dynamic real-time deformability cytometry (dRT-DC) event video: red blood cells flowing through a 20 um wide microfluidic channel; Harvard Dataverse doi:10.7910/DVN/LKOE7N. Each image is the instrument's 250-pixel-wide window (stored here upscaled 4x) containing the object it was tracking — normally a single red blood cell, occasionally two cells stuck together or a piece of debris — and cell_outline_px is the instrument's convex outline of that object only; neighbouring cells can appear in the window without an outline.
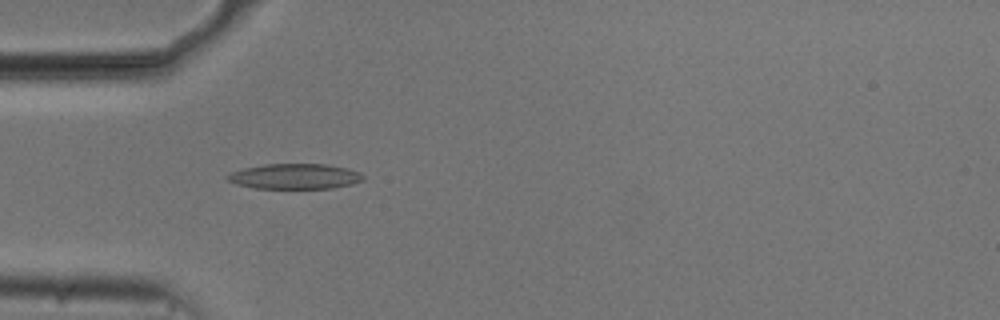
{"species": "common noctule bat (a hibernating species)", "species_latin": "Nyctalus noctula", "temperature_condition": "cold", "stored_images_in_passage": 39, "camera_frame_rate_fps": 3000, "um_per_image_px": 0.085, "animal": {"sex": "male", "body_mass_g": 20.5, "forearm_length_mm": 52.5}, "frame": {"image": 1, "passage_image": 2, "time_ms": 0.333, "image_size_px": [1000, 320], "cell_outline_px": [[364, 180], [352, 184], [332, 188], [252, 188], [236, 184], [228, 180], [224, 176], [232, 172], [244, 168], [264, 164], [328, 164], [348, 168], [360, 172], [364, 176]], "centroid_in_image_um": [25.08, 14.99], "position_along_channel_um": 59.9, "area_um2": 20.11}}
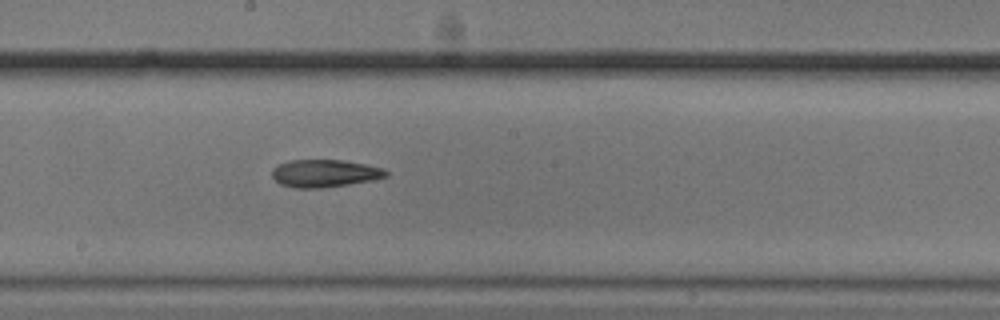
{"frame": {"image": 2, "passage_image": 15, "time_ms": 4.667, "image_size_px": [1000, 320], "cell_outline_px": [[388, 176], [372, 180], [324, 188], [292, 188], [280, 184], [272, 176], [272, 168], [288, 160], [344, 160], [384, 168], [388, 172]], "centroid_in_image_um": [27.59, 14.74], "position_along_channel_um": 220.6, "area_um2": 18.38}}
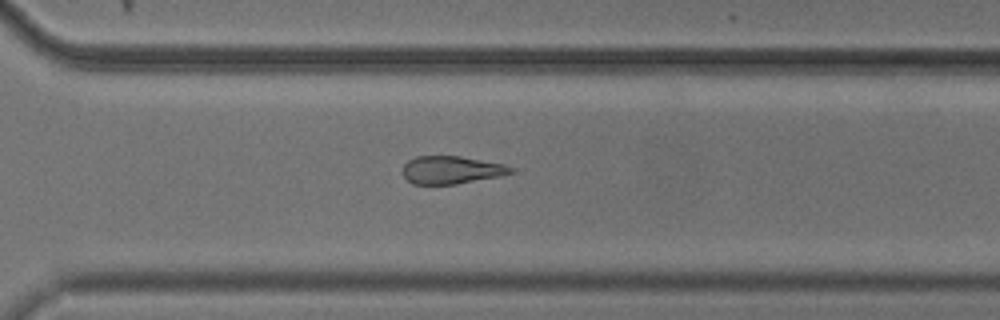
{"frame": {"image": 3, "passage_image": 24, "time_ms": 7.667, "image_size_px": [1000, 320], "cell_outline_px": [[512, 172], [500, 176], [456, 184], [412, 184], [404, 176], [404, 164], [408, 160], [416, 156], [460, 156], [504, 164], [512, 168]], "centroid_in_image_um": [38.35, 14.44], "position_along_channel_um": 332.3, "area_um2": 17.34}, "authors_computed_cell_mechanics": {"area_um2": 18.785, "velocity_mm_per_s": 3.746, "shape_relaxation_time_tau1_ms": 3.5226, "shape_relaxation_time_tau2_ms": 7.0409, "deformation_change_tau1": 0.0985, "deformation_change_tau2": 0.1828}}